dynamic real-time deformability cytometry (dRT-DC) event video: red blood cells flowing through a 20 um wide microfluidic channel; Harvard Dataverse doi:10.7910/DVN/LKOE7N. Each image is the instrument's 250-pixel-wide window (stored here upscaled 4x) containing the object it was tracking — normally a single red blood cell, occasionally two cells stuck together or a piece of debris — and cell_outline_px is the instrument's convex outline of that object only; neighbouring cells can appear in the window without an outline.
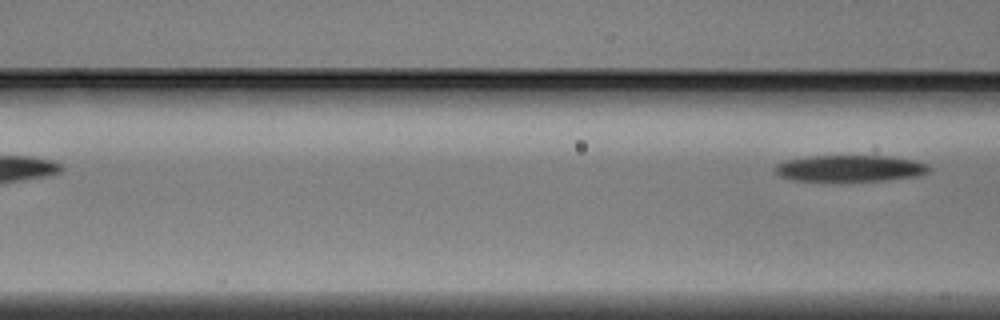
{"species": "Egyptian fruit bat (a non-hibernating species)", "species_latin": "Rousettus aegyptiacus", "temperature_condition": "warm", "stored_images_in_passage": 5, "camera_frame_rate_fps": 3000, "um_per_image_px": 0.085, "animal": {"sex": "male"}, "frame": {"image": 1, "passage_image": 5, "time_ms": 1.333, "image_size_px": [1000, 320], "cell_outline_px": [[932, 168], [928, 172], [916, 176], [884, 180], [792, 180], [780, 176], [772, 168], [776, 164], [784, 160], [812, 156], [888, 156], [912, 160], [928, 164]], "centroid_in_image_um": [72.23, 14.3], "position_along_channel_um": 94.4, "area_um2": 23.47}}